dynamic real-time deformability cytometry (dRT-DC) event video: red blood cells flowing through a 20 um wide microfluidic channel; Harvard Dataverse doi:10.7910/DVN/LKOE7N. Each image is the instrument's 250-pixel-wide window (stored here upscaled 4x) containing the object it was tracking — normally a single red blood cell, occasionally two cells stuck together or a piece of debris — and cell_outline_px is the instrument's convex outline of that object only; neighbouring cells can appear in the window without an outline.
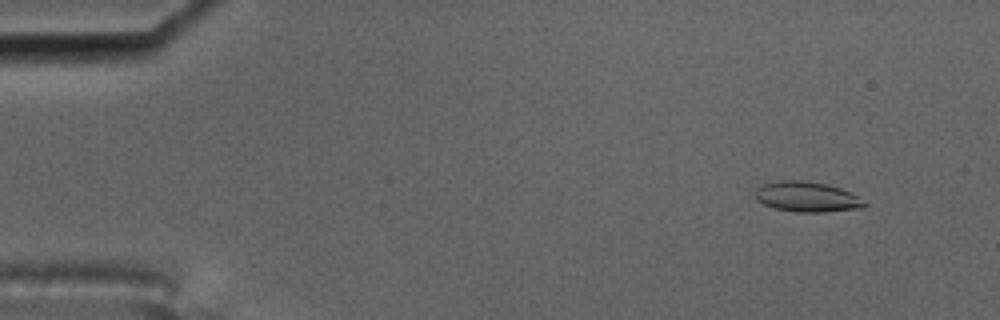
{"species": "common noctule bat (a hibernating species)", "species_latin": "Nyctalus noctula", "temperature_condition": "cold", "stored_images_in_passage": 58, "camera_frame_rate_fps": 3000, "um_per_image_px": 0.085, "animal": {"sex": "male", "body_mass_g": 17.5, "forearm_length_mm": 52.3}, "frame": {"image": 1, "passage_image": 6, "time_ms": 1.667, "image_size_px": [1000, 320], "cell_outline_px": [[868, 204], [864, 208], [824, 212], [796, 212], [772, 208], [756, 200], [756, 188], [764, 184], [784, 180], [800, 180], [824, 184], [840, 188], [852, 192]], "centroid_in_image_um": [68.61, 16.75], "position_along_channel_um": 16.4, "area_um2": 19.25}}
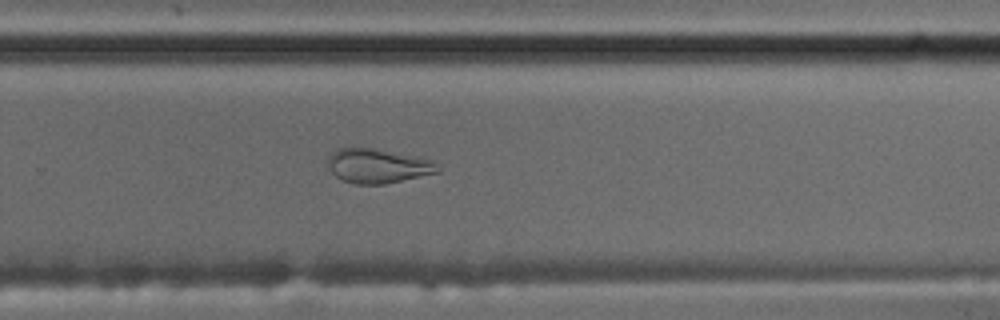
{"frame": {"image": 2, "passage_image": 39, "time_ms": 12.667, "image_size_px": [1000, 320], "cell_outline_px": [[440, 172], [384, 184], [356, 184], [340, 180], [332, 172], [328, 164], [328, 156], [336, 148], [376, 148], [416, 156], [432, 160], [440, 168]], "centroid_in_image_um": [32.11, 14.1], "position_along_channel_um": 297.7, "area_um2": 22.08}}
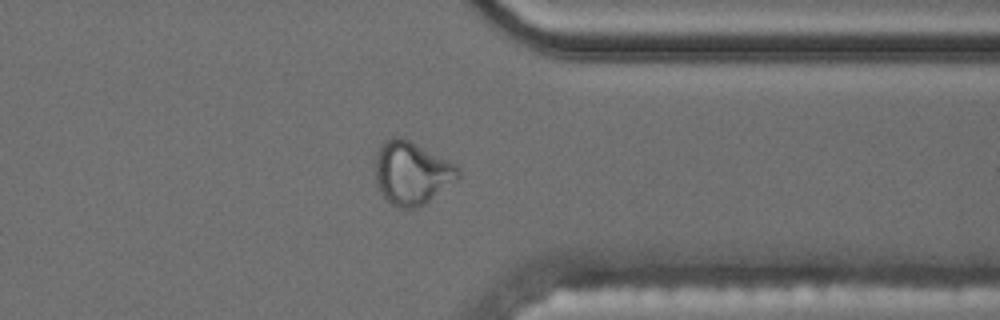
{"frame": {"image": 3, "passage_image": 46, "time_ms": 15.0, "image_size_px": [1000, 320], "cell_outline_px": [[460, 176], [456, 180], [424, 204], [416, 208], [400, 208], [392, 204], [380, 192], [376, 180], [376, 152], [384, 140], [392, 136], [400, 136], [456, 164], [460, 168]], "centroid_in_image_um": [34.99, 14.69], "position_along_channel_um": 376.4, "area_um2": 30.17}, "authors_computed_cell_mechanics": {"area_um2": 19.3052, "velocity_mm_per_s": 3.5216, "shape_relaxation_time_tau1_ms": null, "shape_relaxation_time_tau2_ms": 2.1733, "deformation_change_tau1": null, "deformation_change_tau2": 0.0924}}